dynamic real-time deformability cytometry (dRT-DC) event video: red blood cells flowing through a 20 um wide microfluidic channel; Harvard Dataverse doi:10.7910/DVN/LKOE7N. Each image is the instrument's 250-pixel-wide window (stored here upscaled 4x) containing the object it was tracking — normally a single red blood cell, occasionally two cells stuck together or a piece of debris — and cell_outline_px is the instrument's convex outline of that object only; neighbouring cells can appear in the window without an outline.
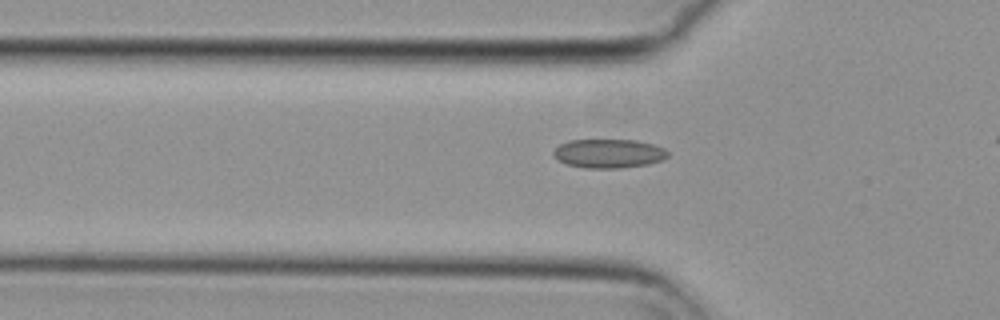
{"species": "common noctule bat (a hibernating species)", "species_latin": "Nyctalus noctula", "temperature_condition": "cold", "stored_images_in_passage": 32, "camera_frame_rate_fps": 3000, "um_per_image_px": 0.085, "animal": {"sex": "female", "body_mass_g": 29.2, "forearm_length_mm": 56.3}, "frame": {"image": 1, "passage_image": 8, "time_ms": 2.333, "image_size_px": [1000, 320], "cell_outline_px": [[668, 156], [660, 160], [648, 164], [620, 168], [584, 168], [568, 164], [556, 160], [552, 152], [560, 144], [568, 140], [636, 140], [652, 144], [664, 148], [668, 152]], "centroid_in_image_um": [51.71, 13.05], "position_along_channel_um": 74.1, "area_um2": 19.25}}
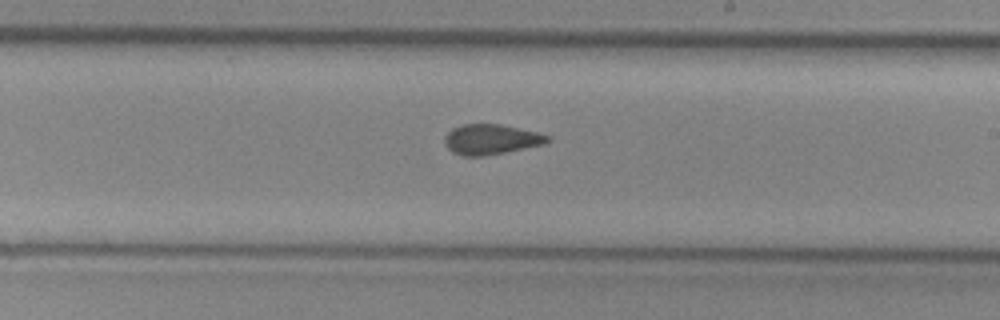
{"frame": {"image": 2, "passage_image": 22, "time_ms": 7.0, "image_size_px": [1000, 320], "cell_outline_px": [[552, 140], [544, 144], [484, 156], [464, 156], [452, 152], [444, 144], [444, 136], [452, 128], [464, 124], [500, 124], [536, 132], [552, 136]], "centroid_in_image_um": [41.73, 11.84], "position_along_channel_um": 247.3, "area_um2": 18.09}}
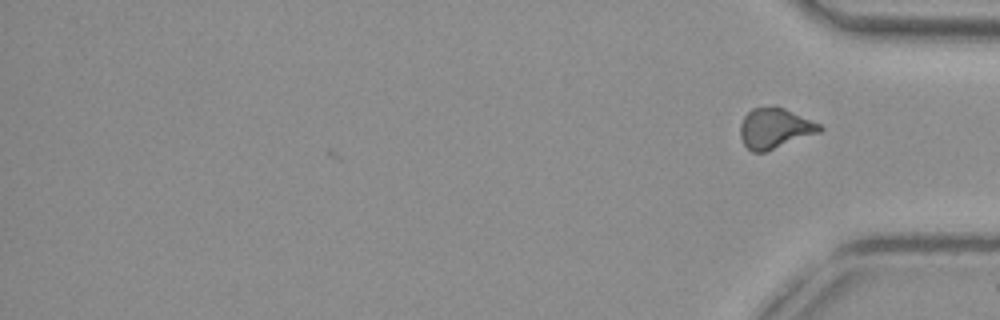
{"frame": {"image": 3, "passage_image": 32, "time_ms": 10.333, "image_size_px": [1000, 320], "cell_outline_px": [[824, 128], [820, 132], [764, 152], [752, 152], [744, 144], [740, 136], [740, 124], [744, 116], [752, 108], [776, 104], [820, 124]], "centroid_in_image_um": [65.84, 10.87], "position_along_channel_um": 369.4, "area_um2": 18.79}, "authors_computed_cell_mechanics": {"area_um2": 18.5538, "velocity_mm_per_s": 3.6981, "shape_relaxation_time_tau1_ms": null, "shape_relaxation_time_tau2_ms": 2.906, "deformation_change_tau1": null, "deformation_change_tau2": 0.091}}